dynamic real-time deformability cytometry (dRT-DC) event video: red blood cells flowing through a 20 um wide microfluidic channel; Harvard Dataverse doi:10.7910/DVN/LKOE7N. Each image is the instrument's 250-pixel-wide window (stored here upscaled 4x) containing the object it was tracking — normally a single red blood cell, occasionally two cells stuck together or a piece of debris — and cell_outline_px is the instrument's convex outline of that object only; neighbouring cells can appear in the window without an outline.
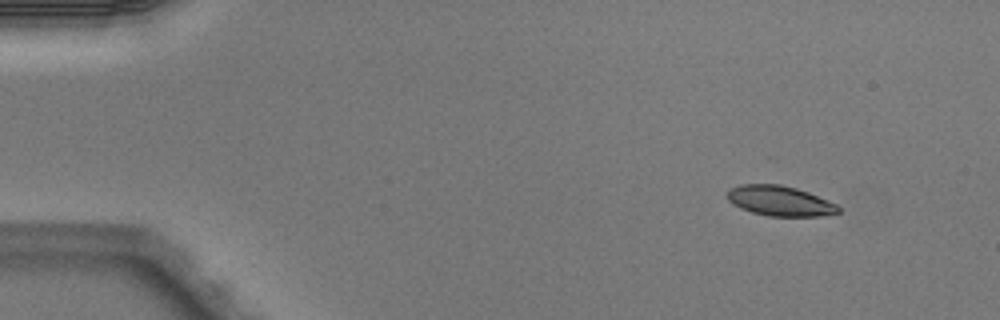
{"species": "Egyptian fruit bat (a non-hibernating species)", "species_latin": "Rousettus aegyptiacus", "temperature_condition": "warm", "stored_images_in_passage": 5, "camera_frame_rate_fps": 3000, "um_per_image_px": 0.085, "animal": {"sex": "male"}, "frame": {"image": 1, "passage_image": 1, "time_ms": 0.0, "image_size_px": [1000, 320], "cell_outline_px": [[840, 212], [820, 216], [768, 216], [752, 212], [740, 208], [732, 204], [728, 200], [728, 192], [732, 188], [740, 184], [780, 184], [796, 188], [808, 192], [828, 200], [836, 204], [840, 208]], "centroid_in_image_um": [66.29, 17.07], "position_along_channel_um": 18.7, "area_um2": 19.42}}
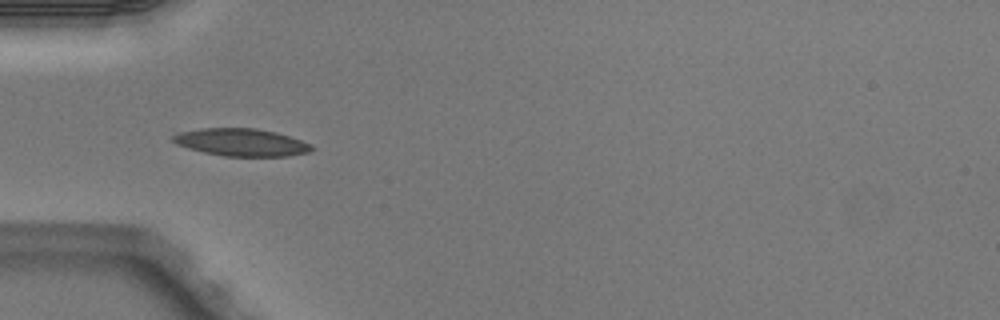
{"frame": {"image": 2, "passage_image": 4, "time_ms": 1.0, "image_size_px": [1000, 320], "cell_outline_px": [[312, 148], [308, 152], [288, 156], [224, 156], [204, 152], [188, 148], [176, 144], [172, 140], [172, 136], [180, 132], [200, 128], [256, 128], [276, 132], [312, 144]], "centroid_in_image_um": [20.49, 12.09], "position_along_channel_um": 64.5, "area_um2": 22.08}}
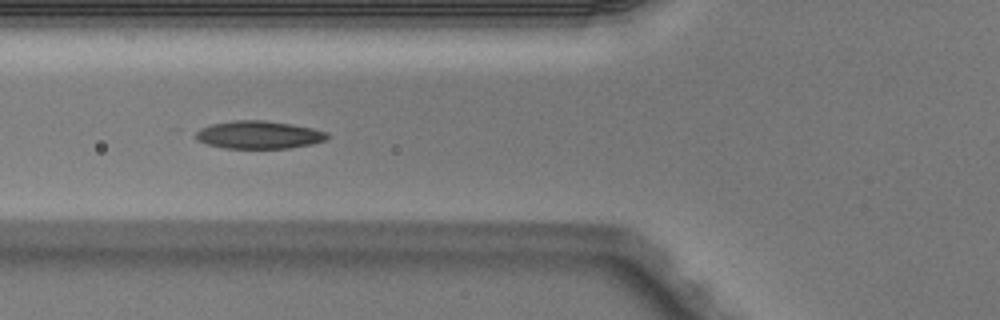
{"frame": {"image": 3, "passage_image": 5, "time_ms": 1.333, "image_size_px": [1000, 320], "cell_outline_px": [[328, 140], [312, 144], [288, 148], [224, 148], [208, 144], [196, 140], [192, 136], [192, 132], [200, 128], [212, 124], [232, 120], [264, 120], [292, 124], [312, 128], [328, 132]], "centroid_in_image_um": [21.96, 11.45], "position_along_channel_um": 103.8, "area_um2": 21.62}}